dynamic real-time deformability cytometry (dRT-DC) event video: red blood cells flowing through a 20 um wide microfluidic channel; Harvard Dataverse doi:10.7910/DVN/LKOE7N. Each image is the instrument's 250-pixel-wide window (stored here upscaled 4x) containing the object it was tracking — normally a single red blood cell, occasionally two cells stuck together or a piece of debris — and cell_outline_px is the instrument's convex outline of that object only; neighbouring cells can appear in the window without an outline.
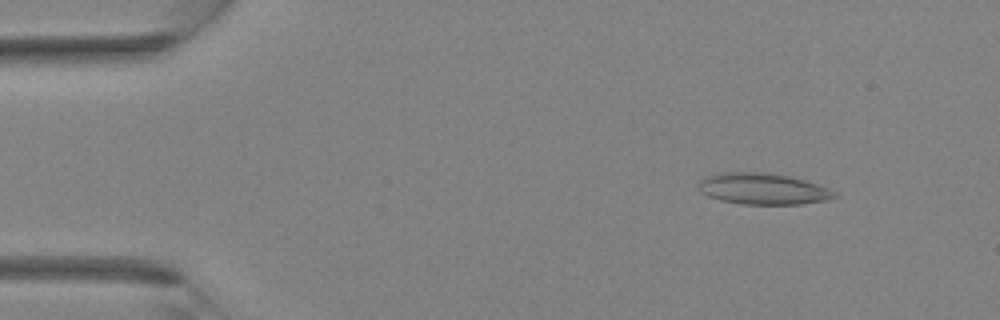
{"species": "Egyptian fruit bat (a non-hibernating species)", "species_latin": "Rousettus aegyptiacus", "temperature_condition": "room temperature", "stored_images_in_passage": 37, "camera_frame_rate_fps": 3000, "um_per_image_px": 0.085, "animal": {"sex": "female"}, "frame": {"image": 1, "passage_image": 5, "time_ms": 1.333, "image_size_px": [1000, 320], "cell_outline_px": [[840, 196], [828, 200], [800, 204], [740, 204], [720, 200], [708, 196], [700, 192], [700, 180], [704, 176], [724, 172], [768, 172], [788, 176], [804, 180], [828, 188], [836, 192]], "centroid_in_image_um": [64.86, 16.05], "position_along_channel_um": 20.1, "area_um2": 24.85}}
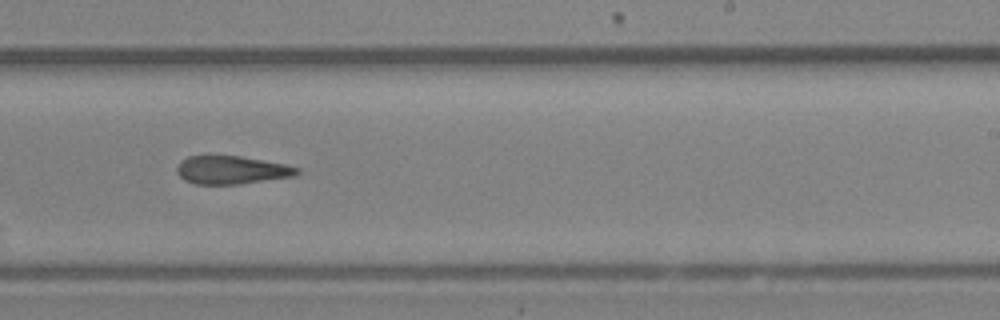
{"frame": {"image": 2, "passage_image": 23, "time_ms": 7.333, "image_size_px": [1000, 320], "cell_outline_px": [[300, 172], [296, 176], [240, 184], [196, 184], [184, 180], [176, 172], [176, 168], [180, 160], [188, 156], [240, 156], [284, 164], [300, 168]], "centroid_in_image_um": [19.68, 14.45], "position_along_channel_um": 269.3, "area_um2": 19.77}}
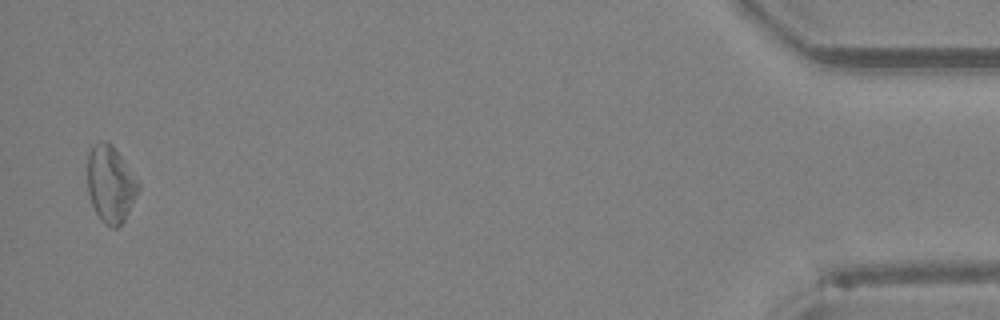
{"frame": {"image": 3, "passage_image": 36, "time_ms": 11.667, "image_size_px": [1000, 320], "cell_outline_px": [[140, 188], [124, 220], [116, 228], [112, 228], [104, 224], [100, 220], [92, 204], [88, 192], [88, 152], [100, 140], [108, 140], [112, 144], [140, 184]], "centroid_in_image_um": [9.38, 15.65], "position_along_channel_um": 425.8, "area_um2": 22.54}}